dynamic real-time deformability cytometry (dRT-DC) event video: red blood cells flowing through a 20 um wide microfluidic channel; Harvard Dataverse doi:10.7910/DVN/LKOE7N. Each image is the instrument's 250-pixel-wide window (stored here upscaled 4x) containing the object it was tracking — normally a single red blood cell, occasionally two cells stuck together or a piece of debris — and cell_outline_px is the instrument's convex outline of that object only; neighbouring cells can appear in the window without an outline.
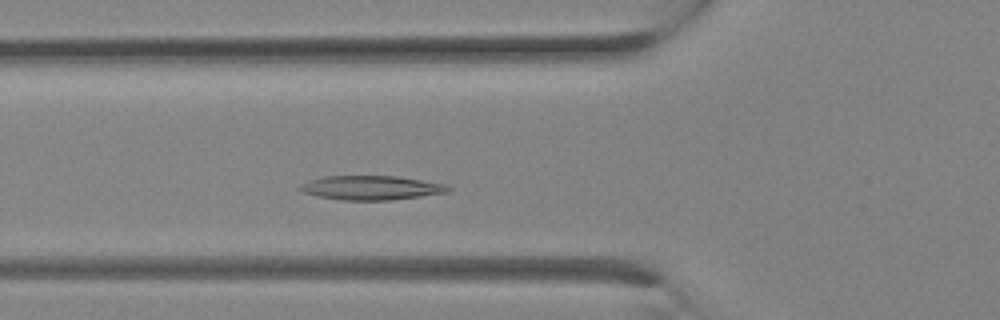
{"species": "Egyptian fruit bat (a non-hibernating species)", "species_latin": "Rousettus aegyptiacus", "temperature_condition": "room temperature", "stored_images_in_passage": 4, "camera_frame_rate_fps": 3000, "um_per_image_px": 0.085, "animal": {"sex": "female"}, "frame": {"image": 1, "passage_image": 4, "time_ms": 1.0, "image_size_px": [1000, 320], "cell_outline_px": [[452, 188], [448, 192], [392, 200], [340, 200], [316, 196], [304, 192], [296, 188], [308, 180], [324, 176], [396, 176], [444, 184]], "centroid_in_image_um": [31.5, 15.96], "position_along_channel_um": 94.3, "area_um2": 20.81}}